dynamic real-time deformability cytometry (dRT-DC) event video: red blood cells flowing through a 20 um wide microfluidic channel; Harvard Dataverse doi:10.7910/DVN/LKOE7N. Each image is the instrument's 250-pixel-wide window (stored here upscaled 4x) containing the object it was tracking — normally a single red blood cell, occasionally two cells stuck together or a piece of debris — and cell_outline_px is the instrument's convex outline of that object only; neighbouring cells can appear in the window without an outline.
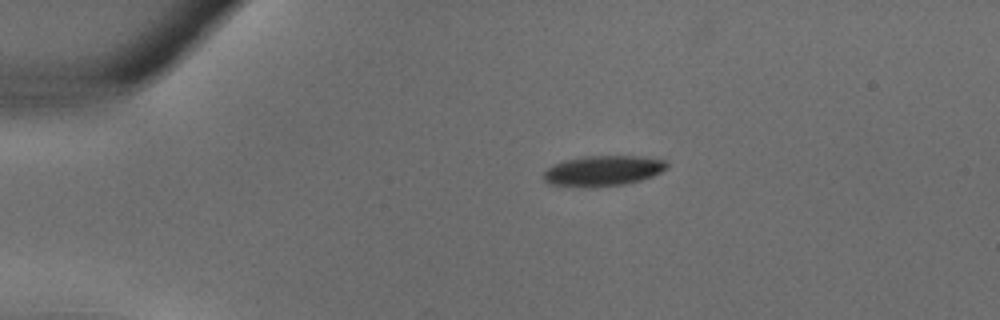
{"species": "common noctule bat (a hibernating species)", "species_latin": "Nyctalus noctula", "temperature_condition": "warm", "stored_images_in_passage": 29, "camera_frame_rate_fps": 3000, "um_per_image_px": 0.085, "animal": {"sex": "male", "body_mass_g": 18.8}, "frame": {"image": 1, "passage_image": 1, "time_ms": 0.0, "image_size_px": [1000, 320], "cell_outline_px": [[668, 168], [652, 176], [640, 180], [624, 184], [592, 188], [584, 188], [548, 184], [544, 180], [544, 172], [552, 164], [564, 160], [584, 156], [640, 156], [664, 160], [668, 164]], "centroid_in_image_um": [51.22, 14.53], "position_along_channel_um": 33.8, "area_um2": 22.08}}
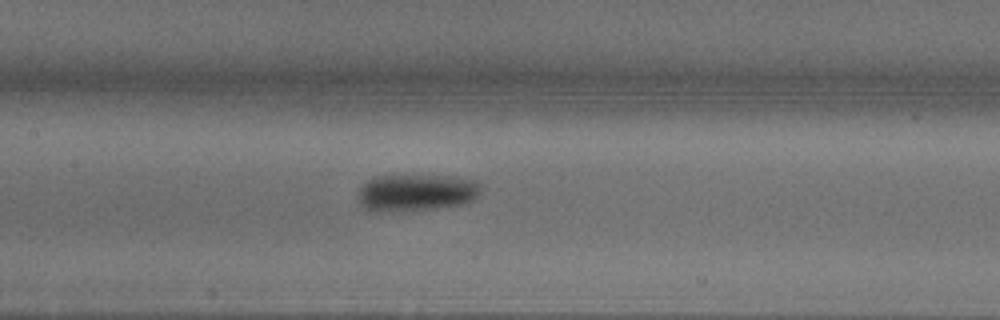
{"frame": {"image": 2, "passage_image": 11, "time_ms": 3.333, "image_size_px": [1000, 320], "cell_outline_px": [[480, 196], [464, 204], [432, 208], [380, 212], [376, 212], [364, 208], [360, 204], [356, 196], [360, 188], [368, 180], [376, 176], [392, 172], [396, 172], [448, 176], [480, 180]], "centroid_in_image_um": [35.35, 16.31], "position_along_channel_um": 172.0, "area_um2": 27.63}}
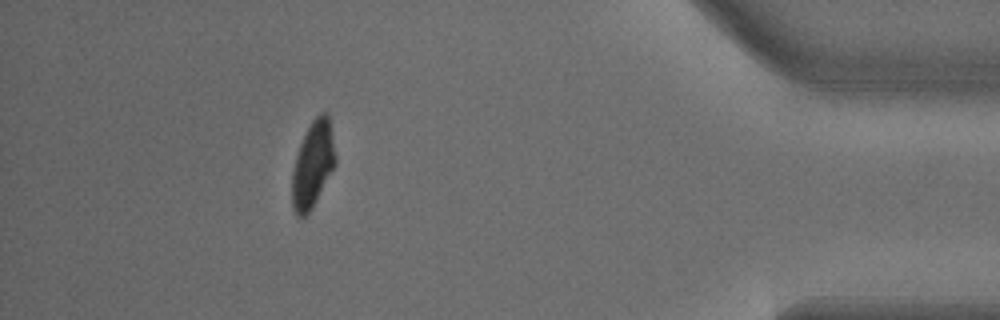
{"frame": {"image": 3, "passage_image": 26, "time_ms": 8.333, "image_size_px": [1000, 320], "cell_outline_px": [[336, 164], [312, 208], [304, 216], [296, 216], [292, 208], [292, 172], [296, 156], [300, 144], [312, 120], [320, 112], [324, 112], [328, 116], [336, 156]], "centroid_in_image_um": [26.58, 14.0], "position_along_channel_um": 408.6, "area_um2": 21.5}}